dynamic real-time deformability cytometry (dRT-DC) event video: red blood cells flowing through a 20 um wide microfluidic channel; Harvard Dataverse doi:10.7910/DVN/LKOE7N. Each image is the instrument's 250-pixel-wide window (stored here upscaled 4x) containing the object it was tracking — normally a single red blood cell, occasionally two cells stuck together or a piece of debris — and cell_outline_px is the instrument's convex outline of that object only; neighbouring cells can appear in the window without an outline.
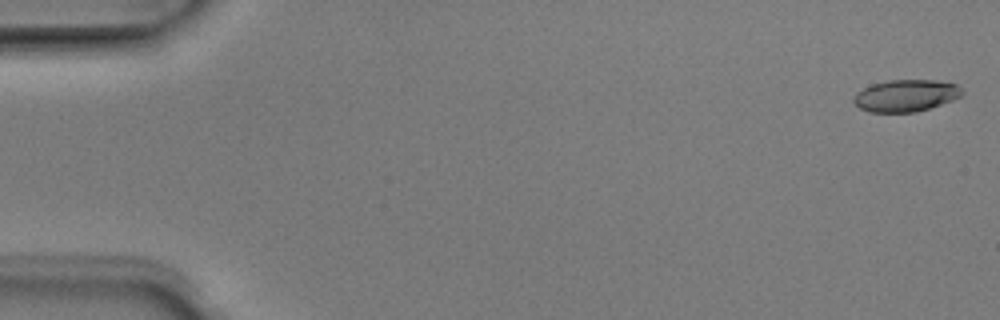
{"species": "Egyptian fruit bat (a non-hibernating species)", "species_latin": "Rousettus aegyptiacus", "temperature_condition": "room temperature", "stored_images_in_passage": 5, "camera_frame_rate_fps": 3000, "um_per_image_px": 0.085, "animal": {"sex": "male"}, "frame": {"image": 1, "passage_image": 1, "time_ms": 0.0, "image_size_px": [1000, 320], "cell_outline_px": [[964, 92], [960, 96], [952, 100], [916, 112], [868, 112], [860, 108], [852, 100], [856, 92], [872, 84], [888, 80], [936, 80], [956, 84]], "centroid_in_image_um": [76.97, 8.12], "position_along_channel_um": 8.0, "area_um2": 20.06}}
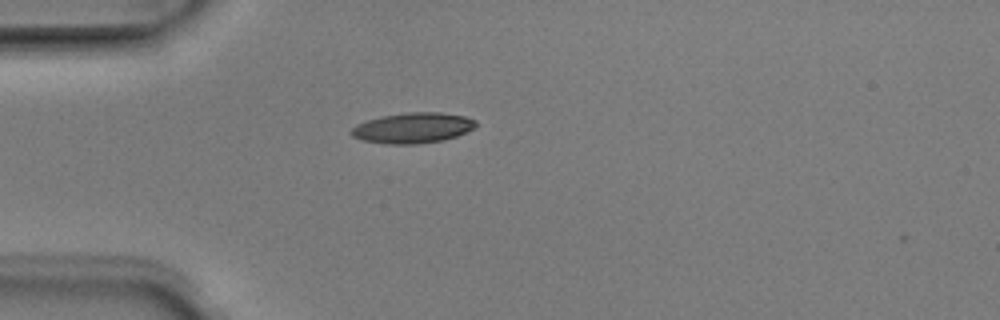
{"frame": {"image": 2, "passage_image": 5, "time_ms": 1.333, "image_size_px": [1000, 320], "cell_outline_px": [[476, 124], [472, 128], [456, 136], [444, 140], [416, 144], [388, 144], [364, 140], [352, 136], [348, 132], [356, 124], [368, 120], [384, 116], [408, 112], [440, 112], [464, 116], [476, 120]], "centroid_in_image_um": [35.06, 10.87], "position_along_channel_um": 49.9, "area_um2": 21.91}}